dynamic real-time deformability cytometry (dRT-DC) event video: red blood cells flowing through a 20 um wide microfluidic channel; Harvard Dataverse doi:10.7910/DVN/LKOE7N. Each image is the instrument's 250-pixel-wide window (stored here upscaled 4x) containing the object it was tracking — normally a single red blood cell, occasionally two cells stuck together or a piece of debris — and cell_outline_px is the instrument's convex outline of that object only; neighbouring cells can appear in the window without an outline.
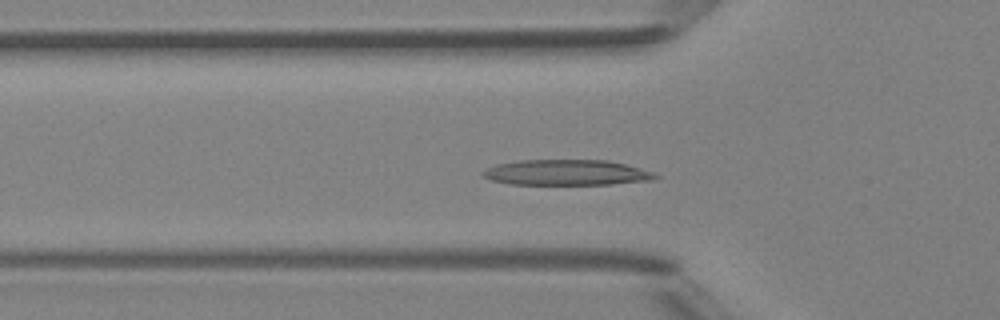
{"species": "Egyptian fruit bat (a non-hibernating species)", "species_latin": "Rousettus aegyptiacus", "temperature_condition": "room temperature", "stored_images_in_passage": 46, "camera_frame_rate_fps": 3000, "um_per_image_px": 0.085, "animal": {"sex": "female"}, "frame": {"image": 1, "passage_image": 14, "time_ms": 4.333, "image_size_px": [1000, 320], "cell_outline_px": [[660, 176], [656, 180], [612, 184], [512, 184], [492, 180], [484, 176], [480, 172], [496, 164], [520, 160], [608, 160], [624, 164], [652, 172]], "centroid_in_image_um": [48.18, 14.66], "position_along_channel_um": 77.6, "area_um2": 25.55}}
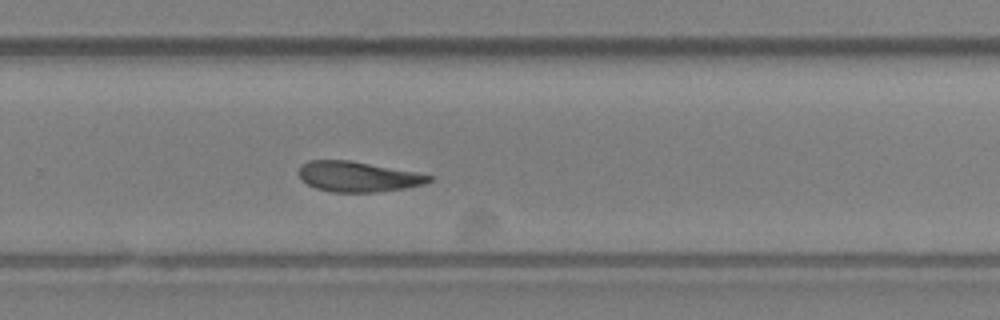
{"frame": {"image": 2, "passage_image": 30, "time_ms": 9.667, "image_size_px": [1000, 320], "cell_outline_px": [[432, 180], [424, 184], [404, 188], [376, 192], [332, 192], [316, 188], [308, 184], [296, 172], [300, 164], [308, 160], [348, 160], [416, 172], [432, 176]], "centroid_in_image_um": [30.38, 15.01], "position_along_channel_um": 299.4, "area_um2": 22.89}}
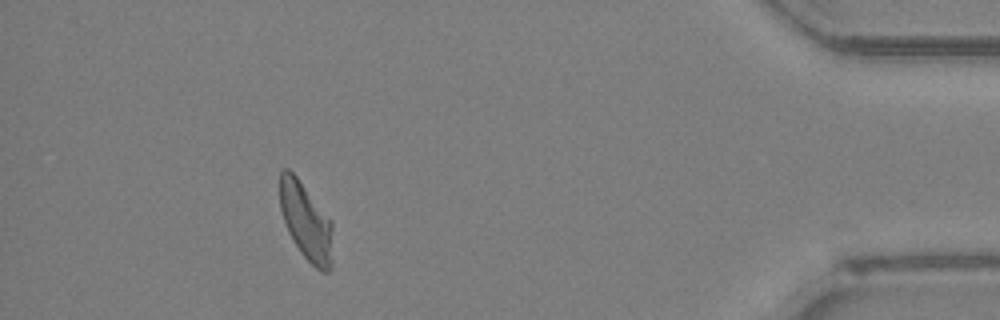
{"frame": {"image": 3, "passage_image": 42, "time_ms": 13.667, "image_size_px": [1000, 320], "cell_outline_px": [[332, 268], [328, 272], [320, 272], [300, 252], [292, 240], [288, 232], [280, 208], [280, 172], [284, 168], [288, 168], [296, 176], [332, 220]], "centroid_in_image_um": [26.03, 18.85], "position_along_channel_um": 409.2, "area_um2": 23.93}, "authors_computed_cell_mechanics": {"area_um2": 24.1604, "velocity_mm_per_s": 4.1702, "shape_relaxation_time_tau1_ms": 4.343, "shape_relaxation_time_tau2_ms": 4.8476, "deformation_change_tau1": 0.1616, "deformation_change_tau2": 0.1252}}